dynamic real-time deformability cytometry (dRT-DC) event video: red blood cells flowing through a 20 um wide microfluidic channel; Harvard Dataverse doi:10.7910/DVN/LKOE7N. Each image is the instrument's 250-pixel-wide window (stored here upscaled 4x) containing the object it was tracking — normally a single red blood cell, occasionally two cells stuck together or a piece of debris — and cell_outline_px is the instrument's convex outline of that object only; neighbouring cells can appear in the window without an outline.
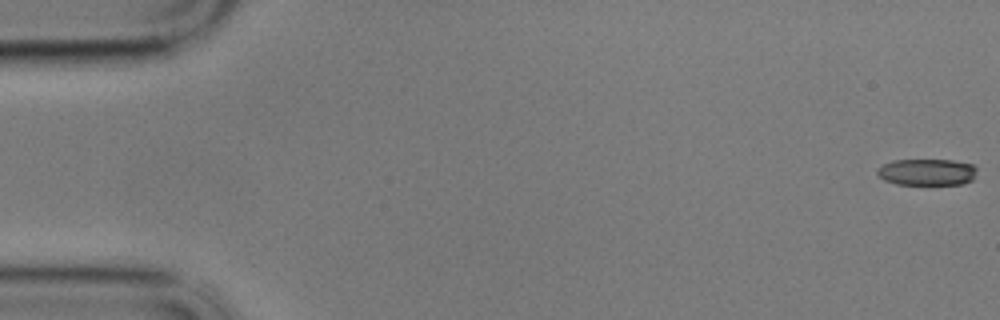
{"species": "common noctule bat (a hibernating species)", "species_latin": "Nyctalus noctula", "temperature_condition": "cold", "stored_images_in_passage": 59, "camera_frame_rate_fps": 3000, "um_per_image_px": 0.085, "animal": {"sex": "male", "body_mass_g": 17.9}, "frame": {"image": 1, "passage_image": 1, "time_ms": 0.0, "image_size_px": [1000, 320], "cell_outline_px": [[976, 168], [972, 180], [964, 184], [896, 184], [884, 180], [876, 172], [876, 168], [892, 160], [952, 160], [972, 164]], "centroid_in_image_um": [78.77, 14.62], "position_along_channel_um": 6.2, "area_um2": 15.37}}
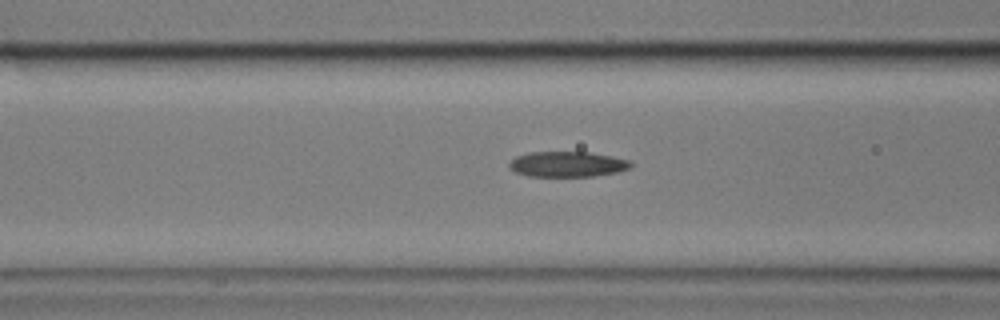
{"frame": {"image": 2, "passage_image": 23, "time_ms": 7.333, "image_size_px": [1000, 320], "cell_outline_px": [[632, 164], [628, 168], [616, 172], [592, 176], [528, 176], [516, 172], [508, 168], [508, 164], [516, 156], [528, 152], [592, 152], [612, 156], [628, 160]], "centroid_in_image_um": [48.18, 13.95], "position_along_channel_um": 118.4, "area_um2": 17.92}}
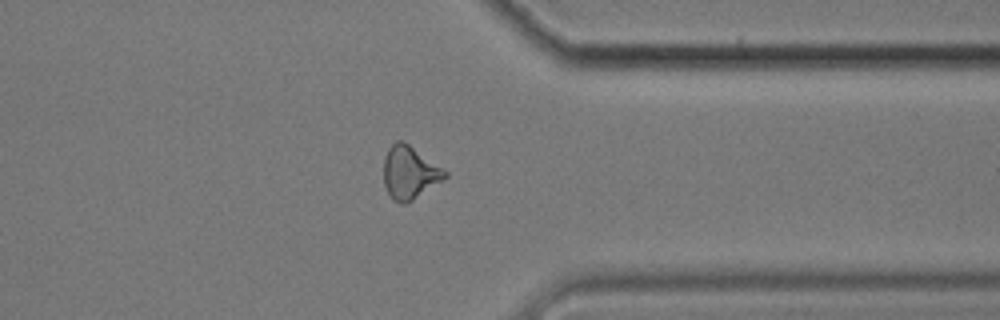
{"frame": {"image": 3, "passage_image": 46, "time_ms": 15.0, "image_size_px": [1000, 320], "cell_outline_px": [[448, 176], [444, 180], [412, 200], [404, 204], [400, 204], [392, 200], [384, 184], [384, 156], [388, 148], [396, 140], [404, 140], [448, 172]], "centroid_in_image_um": [34.81, 14.66], "position_along_channel_um": 376.6, "area_um2": 19.02}, "authors_computed_cell_mechanics": {"area_um2": 17.918, "velocity_mm_per_s": 3.4389, "shape_relaxation_time_tau1_ms": 10.013, "shape_relaxation_time_tau2_ms": 2.7912, "deformation_change_tau1": 0.2184, "deformation_change_tau2": 0.1133}}